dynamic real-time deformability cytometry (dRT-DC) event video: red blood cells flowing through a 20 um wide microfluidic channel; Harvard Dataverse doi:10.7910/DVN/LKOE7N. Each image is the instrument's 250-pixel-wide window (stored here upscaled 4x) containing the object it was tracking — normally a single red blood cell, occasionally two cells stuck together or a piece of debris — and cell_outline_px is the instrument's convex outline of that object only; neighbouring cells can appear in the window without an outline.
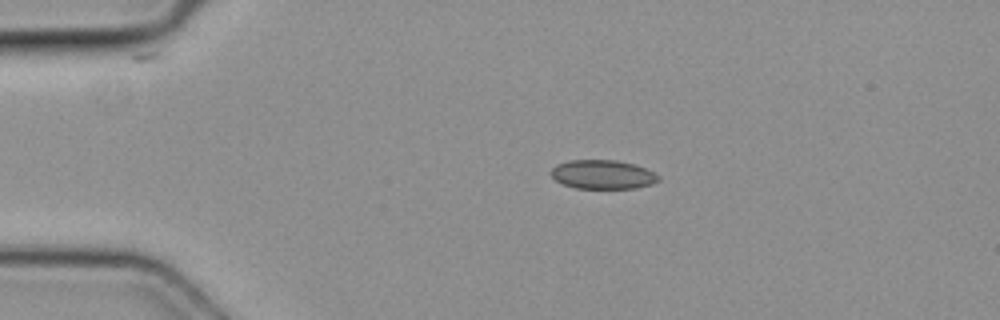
{"species": "common noctule bat (a hibernating species)", "species_latin": "Nyctalus noctula", "temperature_condition": "cold", "stored_images_in_passage": 2, "camera_frame_rate_fps": 3000, "um_per_image_px": 0.085, "animal": {"sex": "female", "body_mass_g": 19.3, "forearm_length_mm": 54.1}, "frame": {"image": 1, "passage_image": 1, "time_ms": 0.0, "image_size_px": [1000, 320], "cell_outline_px": [[660, 180], [652, 184], [636, 188], [576, 188], [564, 184], [556, 180], [552, 176], [552, 168], [556, 164], [568, 160], [616, 160], [636, 164], [660, 176]], "centroid_in_image_um": [51.25, 14.82], "position_along_channel_um": 33.8, "area_um2": 18.09}}